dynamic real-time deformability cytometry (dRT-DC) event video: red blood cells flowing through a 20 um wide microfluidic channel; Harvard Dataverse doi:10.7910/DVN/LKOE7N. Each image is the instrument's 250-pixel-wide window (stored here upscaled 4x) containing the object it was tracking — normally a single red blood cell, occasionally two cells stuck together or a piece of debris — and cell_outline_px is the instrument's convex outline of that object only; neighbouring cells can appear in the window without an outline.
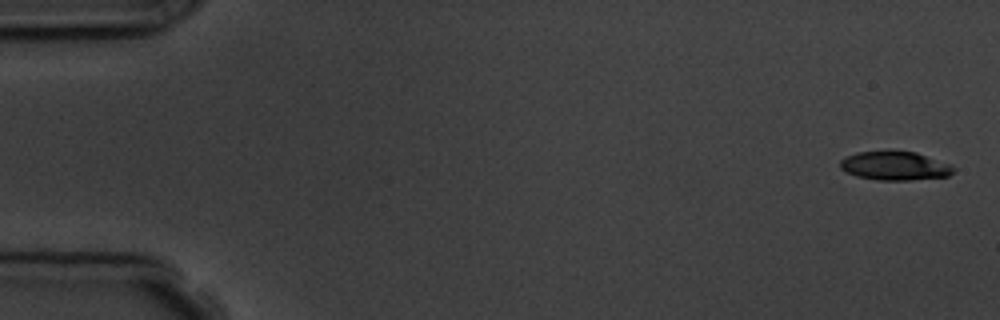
{"species": "common noctule bat (a hibernating species)", "species_latin": "Nyctalus noctula", "temperature_condition": "room temperature", "stored_images_in_passage": 5, "camera_frame_rate_fps": 3000, "um_per_image_px": 0.085, "animal": {"sex": "male", "body_mass_g": 19.5, "forearm_length_mm": 54.6}, "frame": {"image": 1, "passage_image": 1, "time_ms": 0.0, "image_size_px": [1000, 320], "cell_outline_px": [[956, 168], [948, 176], [908, 180], [876, 180], [856, 176], [840, 168], [840, 160], [844, 156], [856, 152], [916, 152], [952, 164]], "centroid_in_image_um": [76.07, 14.1], "position_along_channel_um": 8.9, "area_um2": 18.9}}
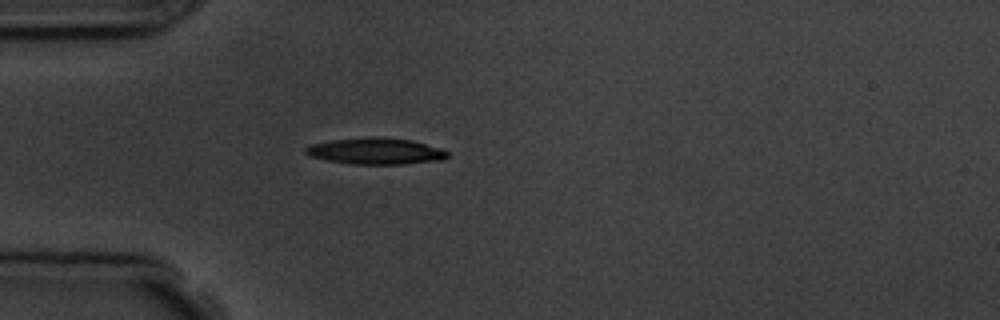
{"frame": {"image": 2, "passage_image": 5, "time_ms": 4.667, "image_size_px": [1000, 320], "cell_outline_px": [[448, 156], [444, 160], [404, 164], [352, 164], [328, 160], [308, 156], [304, 152], [304, 148], [312, 144], [332, 140], [372, 136], [380, 136], [412, 140], [440, 148], [448, 152]], "centroid_in_image_um": [31.94, 12.84], "position_along_channel_um": 53.1, "area_um2": 21.96}}